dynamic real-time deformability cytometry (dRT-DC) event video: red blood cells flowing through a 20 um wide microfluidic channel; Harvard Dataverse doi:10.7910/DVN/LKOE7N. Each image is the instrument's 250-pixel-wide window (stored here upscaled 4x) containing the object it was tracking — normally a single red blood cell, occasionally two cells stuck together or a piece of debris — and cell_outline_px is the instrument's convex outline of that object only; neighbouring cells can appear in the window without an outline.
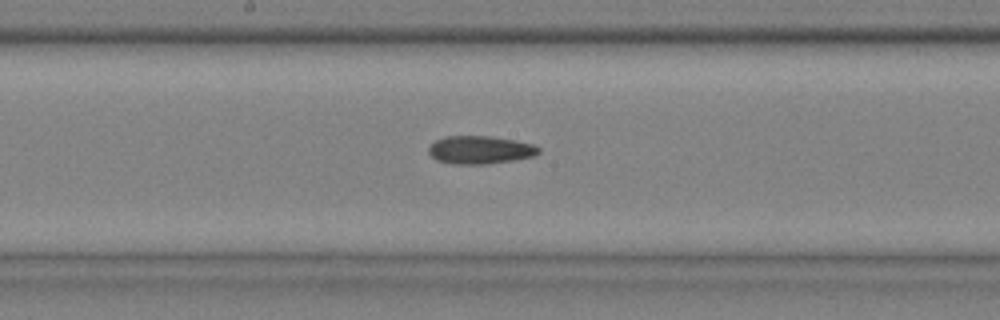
{"species": "common noctule bat (a hibernating species)", "species_latin": "Nyctalus noctula", "temperature_condition": "cold", "stored_images_in_passage": 9, "camera_frame_rate_fps": 3000, "um_per_image_px": 0.085, "animal": {"sex": "male", "body_mass_g": 20.4}, "frame": {"image": 1, "passage_image": 9, "time_ms": 2.667, "image_size_px": [1000, 320], "cell_outline_px": [[540, 152], [536, 156], [488, 164], [452, 164], [436, 160], [428, 152], [428, 148], [436, 140], [444, 136], [492, 136], [536, 144], [540, 148]], "centroid_in_image_um": [40.84, 12.74], "position_along_channel_um": 207.4, "area_um2": 18.15}}